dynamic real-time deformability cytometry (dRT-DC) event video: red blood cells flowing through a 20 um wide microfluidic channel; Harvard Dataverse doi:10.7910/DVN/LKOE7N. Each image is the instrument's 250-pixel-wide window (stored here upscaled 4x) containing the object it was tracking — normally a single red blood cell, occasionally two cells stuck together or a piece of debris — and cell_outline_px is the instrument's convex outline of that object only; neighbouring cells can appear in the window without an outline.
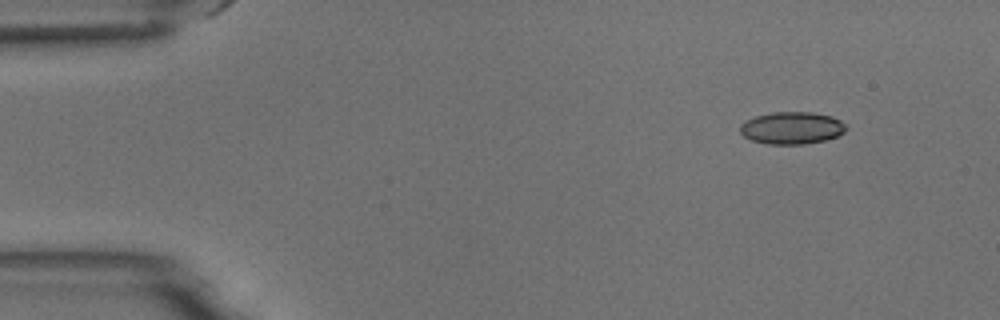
{"species": "common noctule bat (a hibernating species)", "species_latin": "Nyctalus noctula", "temperature_condition": "room temperature", "stored_images_in_passage": 5, "camera_frame_rate_fps": 3000, "um_per_image_px": 0.085, "animal": {"sex": "male", "body_mass_g": 18.8}, "frame": {"image": 1, "passage_image": 1, "time_ms": 0.0, "image_size_px": [1000, 320], "cell_outline_px": [[848, 128], [844, 132], [836, 136], [824, 140], [804, 144], [768, 144], [752, 140], [744, 136], [740, 132], [740, 124], [744, 120], [756, 116], [772, 112], [812, 112], [832, 116], [840, 120]], "centroid_in_image_um": [67.29, 10.87], "position_along_channel_um": 17.7, "area_um2": 19.94}}
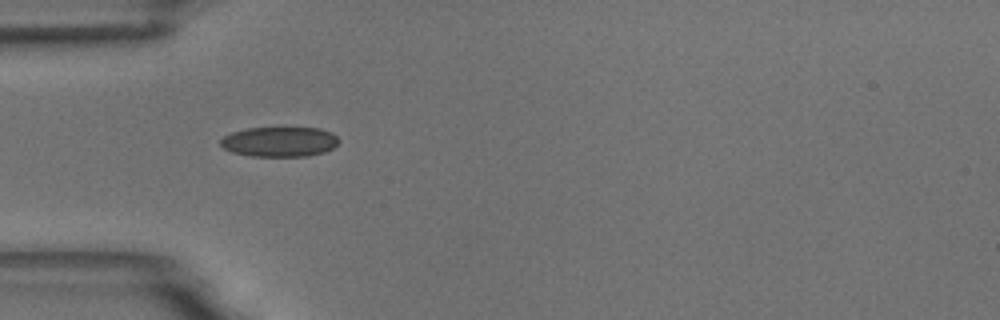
{"frame": {"image": 2, "passage_image": 4, "time_ms": 3.667, "image_size_px": [1000, 320], "cell_outline_px": [[340, 140], [332, 148], [324, 152], [308, 156], [252, 156], [232, 152], [224, 148], [220, 144], [220, 140], [224, 136], [232, 132], [248, 128], [320, 128], [332, 132]], "centroid_in_image_um": [23.77, 12.04], "position_along_channel_um": 61.2, "area_um2": 20.58}}